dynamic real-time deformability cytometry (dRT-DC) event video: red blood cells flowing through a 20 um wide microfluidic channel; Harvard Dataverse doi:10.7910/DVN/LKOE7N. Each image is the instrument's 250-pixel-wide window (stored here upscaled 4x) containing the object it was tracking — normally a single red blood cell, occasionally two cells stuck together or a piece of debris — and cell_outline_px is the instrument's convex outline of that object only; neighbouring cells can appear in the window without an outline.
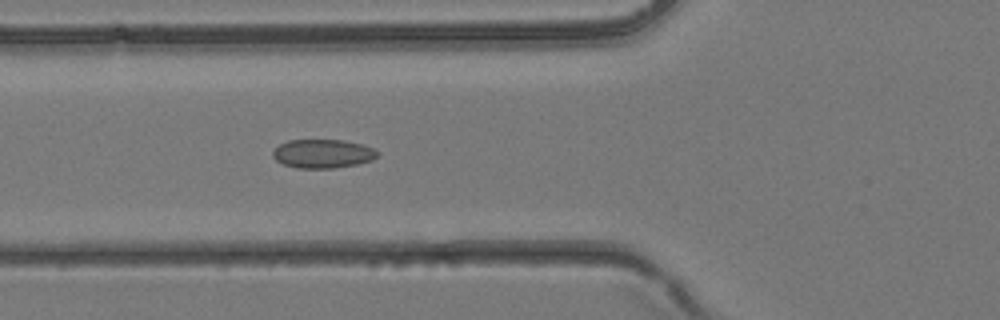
{"species": "common noctule bat (a hibernating species)", "species_latin": "Nyctalus noctula", "temperature_condition": "room temperature", "stored_images_in_passage": 29, "camera_frame_rate_fps": 3000, "um_per_image_px": 0.085, "animal": {"sex": "female", "body_mass_g": 24.6, "forearm_length_mm": 56.2}, "frame": {"image": 1, "passage_image": 8, "time_ms": 2.333, "image_size_px": [1000, 320], "cell_outline_px": [[380, 152], [372, 160], [356, 164], [332, 168], [296, 168], [284, 164], [276, 160], [272, 156], [272, 152], [280, 144], [288, 140], [344, 140], [360, 144], [372, 148]], "centroid_in_image_um": [27.42, 13.06], "position_along_channel_um": 98.4, "area_um2": 17.4}}
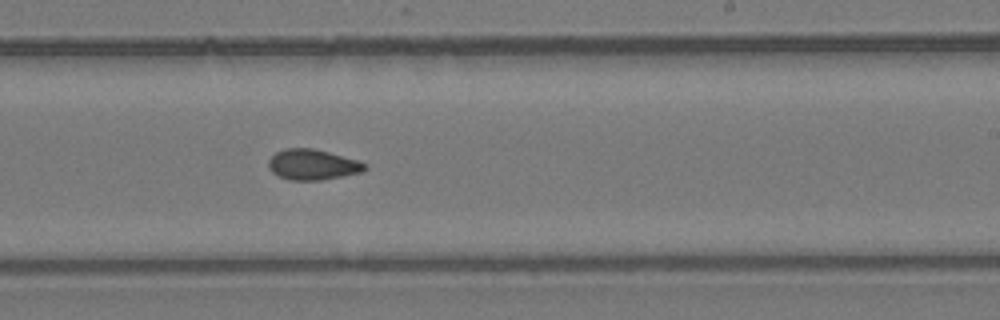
{"frame": {"image": 2, "passage_image": 17, "time_ms": 5.333, "image_size_px": [1000, 320], "cell_outline_px": [[368, 168], [360, 172], [320, 180], [288, 180], [272, 172], [268, 168], [268, 160], [276, 152], [284, 148], [312, 148], [360, 160], [368, 164]], "centroid_in_image_um": [26.57, 13.98], "position_along_channel_um": 262.4, "area_um2": 17.17}}
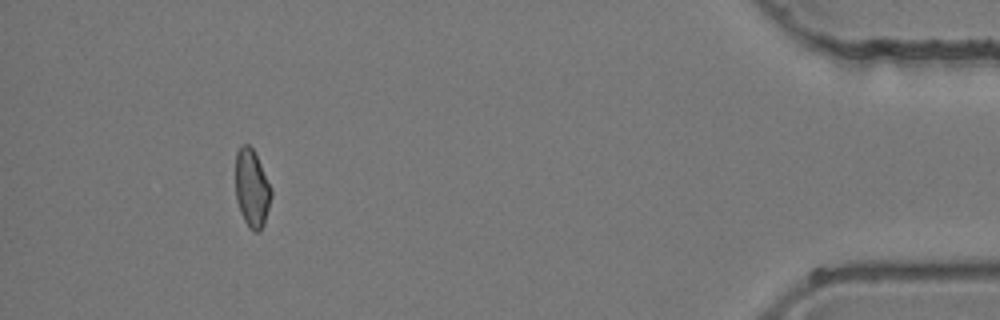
{"frame": {"image": 3, "passage_image": 29, "time_ms": 9.333, "image_size_px": [1000, 320], "cell_outline_px": [[272, 196], [264, 224], [260, 232], [252, 232], [248, 228], [240, 212], [236, 200], [236, 152], [240, 144], [248, 144], [252, 148], [272, 188]], "centroid_in_image_um": [21.41, 16.04], "position_along_channel_um": 413.8, "area_um2": 16.36}}